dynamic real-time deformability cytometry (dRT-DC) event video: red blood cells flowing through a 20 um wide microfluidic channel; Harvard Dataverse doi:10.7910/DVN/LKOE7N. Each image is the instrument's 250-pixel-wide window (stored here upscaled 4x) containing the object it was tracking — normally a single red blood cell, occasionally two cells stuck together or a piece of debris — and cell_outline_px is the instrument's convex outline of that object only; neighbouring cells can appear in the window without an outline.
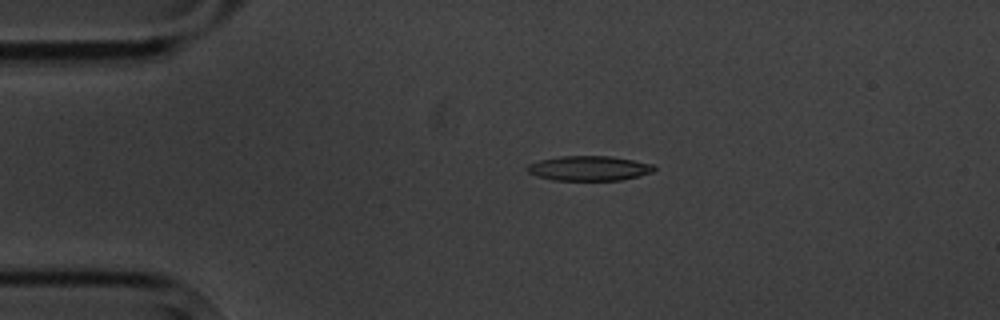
{"species": "common noctule bat (a hibernating species)", "species_latin": "Nyctalus noctula", "temperature_condition": "cold", "stored_images_in_passage": 5, "camera_frame_rate_fps": 3000, "um_per_image_px": 0.085, "animal": {"sex": "male", "body_mass_g": 20.1, "forearm_length_mm": 53.5}, "frame": {"image": 1, "passage_image": 4, "time_ms": 3.667, "image_size_px": [1000, 320], "cell_outline_px": [[656, 168], [652, 172], [620, 180], [552, 180], [536, 176], [528, 172], [524, 168], [528, 164], [540, 160], [560, 156], [612, 156], [652, 164]], "centroid_in_image_um": [50.01, 14.3], "position_along_channel_um": 35.0, "area_um2": 18.26}}